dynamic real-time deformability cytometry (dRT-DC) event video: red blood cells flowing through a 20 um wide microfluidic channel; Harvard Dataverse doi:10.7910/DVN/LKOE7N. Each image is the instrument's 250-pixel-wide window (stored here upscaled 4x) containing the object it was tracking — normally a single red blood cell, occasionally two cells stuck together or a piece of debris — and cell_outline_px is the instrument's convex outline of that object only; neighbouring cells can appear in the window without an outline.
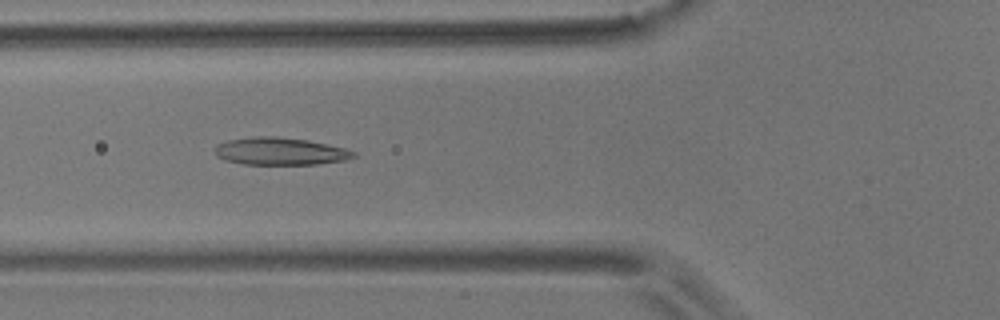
{"species": "common noctule bat (a hibernating species)", "species_latin": "Nyctalus noctula", "temperature_condition": "room temperature", "stored_images_in_passage": 8, "camera_frame_rate_fps": 3000, "um_per_image_px": 0.085, "animal": {"sex": "male", "body_mass_g": 17.9}, "frame": {"image": 1, "passage_image": 6, "time_ms": 1.667, "image_size_px": [1000, 320], "cell_outline_px": [[356, 156], [344, 160], [316, 164], [244, 164], [224, 160], [216, 156], [212, 148], [216, 144], [228, 140], [252, 136], [276, 136], [308, 140], [344, 148], [356, 152]], "centroid_in_image_um": [23.74, 12.85], "position_along_channel_um": 102.1, "area_um2": 22.31}}
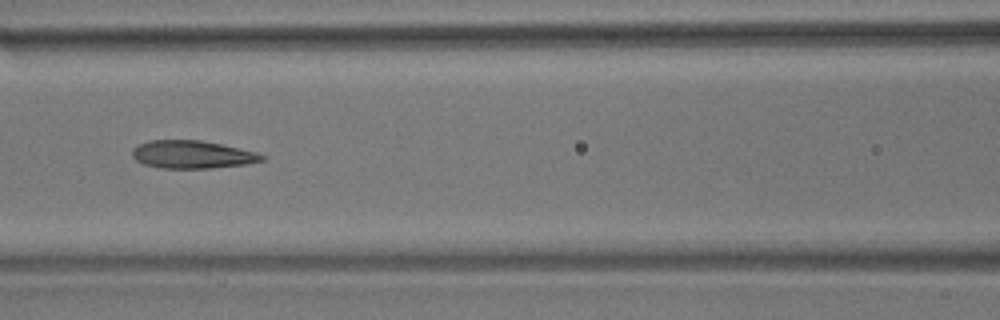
{"frame": {"image": 2, "passage_image": 7, "time_ms": 2.0, "image_size_px": [1000, 320], "cell_outline_px": [[268, 156], [264, 160], [248, 164], [212, 168], [160, 168], [144, 164], [136, 160], [132, 156], [132, 148], [148, 140], [200, 140], [220, 144], [256, 152]], "centroid_in_image_um": [16.35, 13.14], "position_along_channel_um": 150.2, "area_um2": 21.1}}
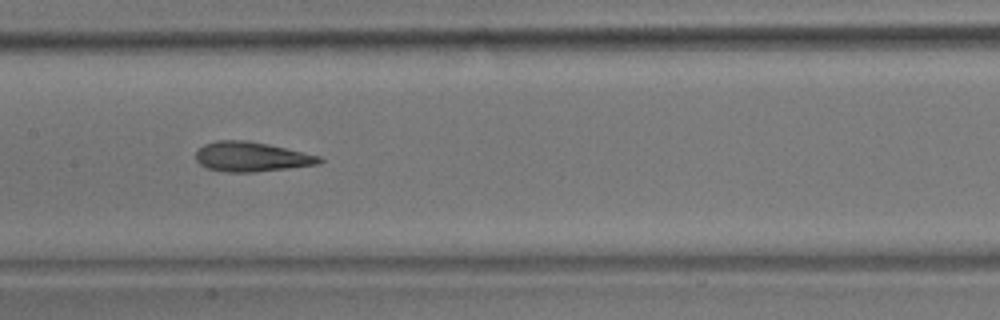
{"frame": {"image": 3, "passage_image": 8, "time_ms": 2.333, "image_size_px": [1000, 320], "cell_outline_px": [[324, 160], [320, 164], [256, 172], [228, 172], [208, 168], [200, 164], [196, 160], [196, 152], [204, 144], [216, 140], [248, 140], [268, 144], [320, 156]], "centroid_in_image_um": [21.38, 13.32], "position_along_channel_um": 186.0, "area_um2": 21.33}}